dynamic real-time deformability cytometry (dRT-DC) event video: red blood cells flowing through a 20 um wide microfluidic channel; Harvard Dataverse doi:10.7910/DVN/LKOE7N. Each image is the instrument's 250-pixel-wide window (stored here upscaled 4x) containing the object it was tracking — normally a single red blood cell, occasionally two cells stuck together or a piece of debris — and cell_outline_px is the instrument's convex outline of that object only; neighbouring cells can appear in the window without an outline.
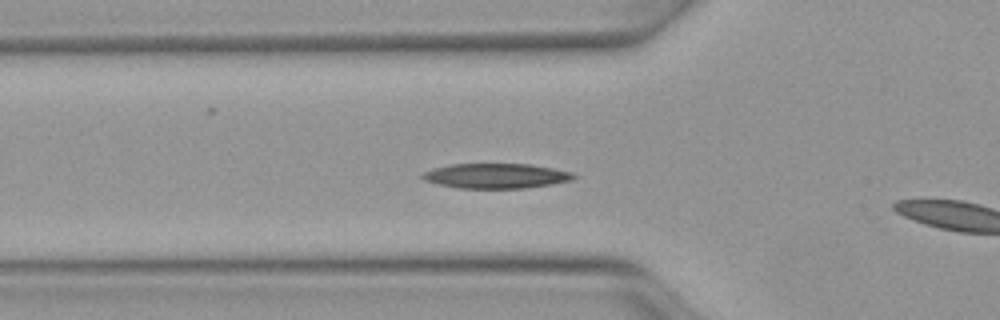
{"species": "Egyptian fruit bat (a non-hibernating species)", "species_latin": "Rousettus aegyptiacus", "temperature_condition": "warm", "stored_images_in_passage": 3, "camera_frame_rate_fps": 3000, "um_per_image_px": 0.085, "animal": {"sex": "female"}, "frame": {"image": 1, "passage_image": 2, "time_ms": 0.333, "image_size_px": [1000, 320], "cell_outline_px": [[576, 176], [572, 180], [552, 184], [524, 188], [460, 188], [436, 184], [424, 180], [420, 176], [424, 172], [432, 168], [448, 164], [532, 164], [572, 172]], "centroid_in_image_um": [42.13, 14.94], "position_along_channel_um": 83.7, "area_um2": 22.02}}